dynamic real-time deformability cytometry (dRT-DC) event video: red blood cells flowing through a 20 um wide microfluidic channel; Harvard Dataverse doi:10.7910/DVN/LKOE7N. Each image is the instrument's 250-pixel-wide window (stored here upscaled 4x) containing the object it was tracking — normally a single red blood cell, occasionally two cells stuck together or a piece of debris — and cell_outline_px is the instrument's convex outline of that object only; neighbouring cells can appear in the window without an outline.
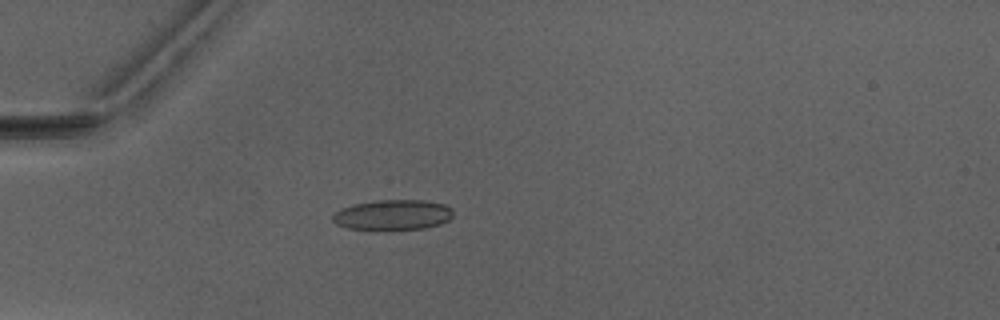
{"species": "Egyptian fruit bat (a non-hibernating species)", "species_latin": "Rousettus aegyptiacus", "temperature_condition": "warm", "stored_images_in_passage": 3, "camera_frame_rate_fps": 3000, "um_per_image_px": 0.085, "animal": {"sex": "male"}, "frame": {"image": 1, "passage_image": 2, "time_ms": 1.333, "image_size_px": [1000, 320], "cell_outline_px": [[452, 216], [448, 220], [440, 224], [424, 228], [384, 232], [376, 232], [348, 228], [336, 224], [332, 220], [332, 216], [340, 208], [352, 204], [376, 200], [424, 200], [444, 204], [452, 208]], "centroid_in_image_um": [33.34, 18.3], "position_along_channel_um": 51.7, "area_um2": 22.08}}